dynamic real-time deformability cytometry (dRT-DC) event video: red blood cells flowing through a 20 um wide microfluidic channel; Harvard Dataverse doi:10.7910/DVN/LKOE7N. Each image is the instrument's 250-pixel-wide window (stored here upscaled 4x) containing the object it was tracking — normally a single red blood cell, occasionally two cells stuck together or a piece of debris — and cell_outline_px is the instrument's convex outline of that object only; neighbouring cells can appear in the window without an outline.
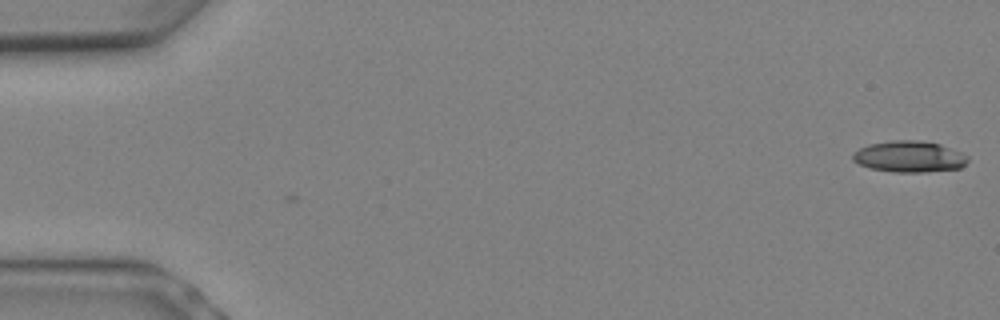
{"species": "Egyptian fruit bat (a non-hibernating species)", "species_latin": "Rousettus aegyptiacus", "temperature_condition": "warm", "stored_images_in_passage": 7, "camera_frame_rate_fps": 3000, "um_per_image_px": 0.085, "animal": {"sex": "female"}, "frame": {"image": 1, "passage_image": 1, "time_ms": 0.0, "image_size_px": [1000, 320], "cell_outline_px": [[968, 160], [960, 168], [924, 172], [892, 172], [868, 168], [852, 160], [852, 156], [860, 148], [868, 144], [892, 140], [920, 140], [940, 144], [960, 152], [968, 156]], "centroid_in_image_um": [77.27, 13.31], "position_along_channel_um": 7.7, "area_um2": 20.92}}
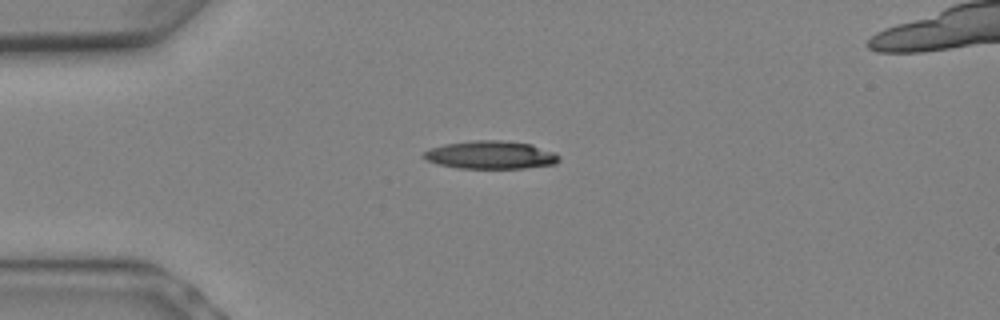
{"frame": {"image": 2, "passage_image": 6, "time_ms": 1.667, "image_size_px": [1000, 320], "cell_outline_px": [[560, 160], [556, 164], [524, 168], [456, 168], [436, 164], [424, 160], [420, 156], [424, 152], [432, 148], [444, 144], [472, 140], [500, 140], [532, 144], [556, 152], [560, 156]], "centroid_in_image_um": [41.7, 13.17], "position_along_channel_um": 43.3, "area_um2": 22.43}}